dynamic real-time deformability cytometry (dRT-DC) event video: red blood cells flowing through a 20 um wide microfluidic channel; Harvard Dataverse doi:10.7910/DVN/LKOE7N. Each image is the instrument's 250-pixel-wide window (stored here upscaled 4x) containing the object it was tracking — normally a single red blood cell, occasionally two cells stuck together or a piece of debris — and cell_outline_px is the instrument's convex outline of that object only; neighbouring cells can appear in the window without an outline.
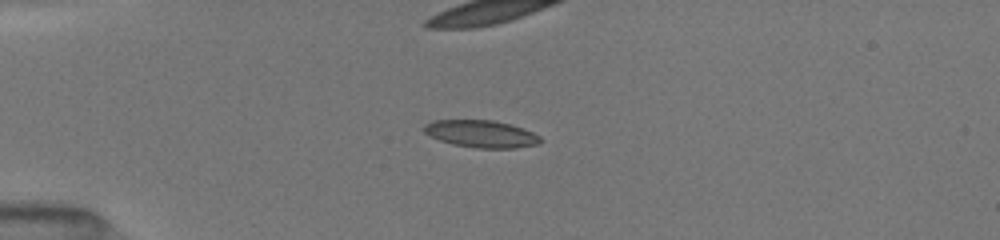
{"species": "common noctule bat (a hibernating species)", "species_latin": "Nyctalus noctula", "temperature_condition": "room temperature", "stored_images_in_passage": 65, "camera_frame_rate_fps": 3000, "um_per_image_px": 0.085, "animal": {"sex": "female", "body_mass_g": 19.5, "forearm_length_mm": 54.1}, "frame": {"image": 1, "passage_image": 22, "time_ms": 4.667, "image_size_px": [1000, 240], "cell_outline_px": [[544, 140], [540, 144], [516, 148], [476, 148], [452, 144], [440, 140], [424, 132], [424, 124], [432, 120], [492, 120], [512, 124], [532, 132], [540, 136]], "centroid_in_image_um": [40.94, 11.38], "position_along_channel_um": 44.1, "area_um2": 18.61}, "authors_computed_cell_mechanics": {"area_um2": 18.2648, "velocity_mm_per_s": 4.0449, "shape_relaxation_time_tau1_ms": 5.0752, "shape_relaxation_time_tau2_ms": 1.6737, "deformation_change_tau1": 0.1264, "deformation_change_tau2": 0.0805}}